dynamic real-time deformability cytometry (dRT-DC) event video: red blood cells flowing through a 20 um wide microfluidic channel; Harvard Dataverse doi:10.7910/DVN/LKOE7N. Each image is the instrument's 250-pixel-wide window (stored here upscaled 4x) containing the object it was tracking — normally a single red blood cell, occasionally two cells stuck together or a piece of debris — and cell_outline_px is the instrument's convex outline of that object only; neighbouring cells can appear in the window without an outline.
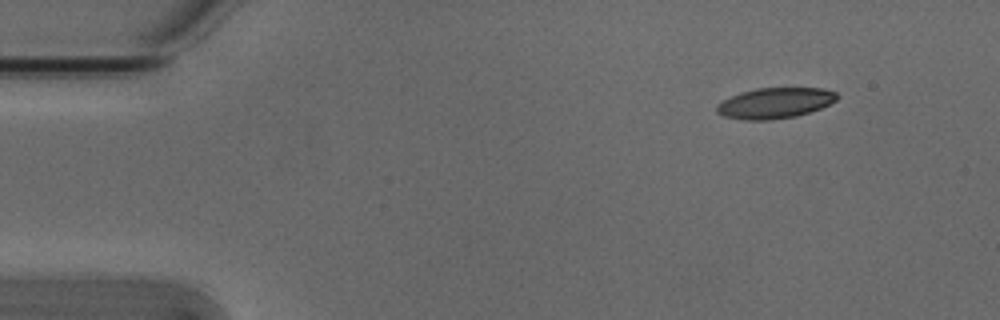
{"species": "Egyptian fruit bat (a non-hibernating species)", "species_latin": "Rousettus aegyptiacus", "temperature_condition": "cold", "stored_images_in_passage": 6, "camera_frame_rate_fps": 3000, "um_per_image_px": 0.085, "animal": {"sex": "male"}, "frame": {"image": 1, "passage_image": 1, "time_ms": 0.0, "image_size_px": [1000, 320], "cell_outline_px": [[840, 96], [836, 100], [820, 108], [796, 116], [768, 120], [744, 120], [724, 116], [716, 112], [716, 104], [732, 96], [756, 88], [824, 88], [836, 92]], "centroid_in_image_um": [65.88, 8.76], "position_along_channel_um": 19.1, "area_um2": 21.33}}
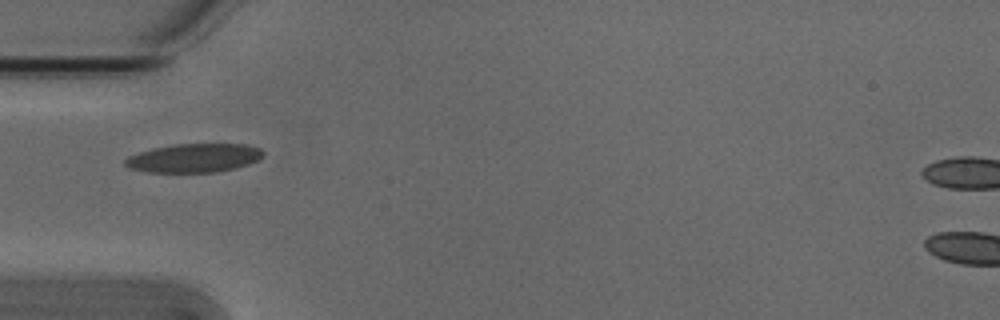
{"frame": {"image": 2, "passage_image": 4, "time_ms": 1.0, "image_size_px": [1000, 320], "cell_outline_px": [[264, 156], [248, 164], [216, 172], [148, 172], [128, 168], [124, 164], [124, 160], [128, 156], [152, 148], [172, 144], [248, 144], [260, 148], [264, 152]], "centroid_in_image_um": [16.47, 13.42], "position_along_channel_um": 68.5, "area_um2": 23.12}}
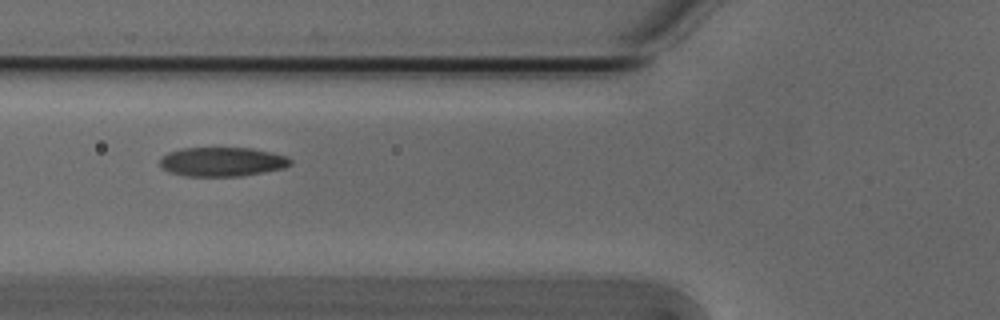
{"frame": {"image": 3, "passage_image": 5, "time_ms": 1.333, "image_size_px": [1000, 320], "cell_outline_px": [[292, 164], [284, 168], [240, 176], [184, 176], [172, 172], [164, 168], [160, 164], [160, 160], [168, 152], [180, 148], [252, 148], [272, 152], [288, 156], [292, 160]], "centroid_in_image_um": [18.93, 13.74], "position_along_channel_um": 106.9, "area_um2": 22.14}}